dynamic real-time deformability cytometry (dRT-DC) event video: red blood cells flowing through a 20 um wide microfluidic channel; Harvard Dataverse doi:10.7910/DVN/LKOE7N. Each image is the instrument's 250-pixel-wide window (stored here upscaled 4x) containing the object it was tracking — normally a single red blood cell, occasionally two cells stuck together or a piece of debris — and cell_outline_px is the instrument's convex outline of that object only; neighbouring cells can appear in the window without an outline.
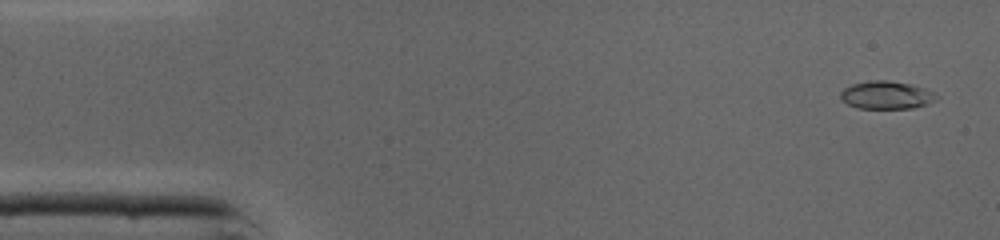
{"species": "common noctule bat (a hibernating species)", "species_latin": "Nyctalus noctula", "temperature_condition": "cold", "stored_images_in_passage": 11, "camera_frame_rate_fps": 3000, "um_per_image_px": 0.085, "animal": {"sex": "male", "body_mass_g": 19.0, "forearm_length_mm": 50.8}, "frame": {"image": 1, "passage_image": 2, "time_ms": 0.333, "image_size_px": [1000, 240], "cell_outline_px": [[940, 96], [936, 100], [928, 104], [912, 108], [856, 108], [840, 100], [840, 92], [844, 88], [852, 84], [872, 80], [888, 80], [912, 84], [936, 92]], "centroid_in_image_um": [75.37, 8.08], "position_along_channel_um": 9.6, "area_um2": 15.84}}